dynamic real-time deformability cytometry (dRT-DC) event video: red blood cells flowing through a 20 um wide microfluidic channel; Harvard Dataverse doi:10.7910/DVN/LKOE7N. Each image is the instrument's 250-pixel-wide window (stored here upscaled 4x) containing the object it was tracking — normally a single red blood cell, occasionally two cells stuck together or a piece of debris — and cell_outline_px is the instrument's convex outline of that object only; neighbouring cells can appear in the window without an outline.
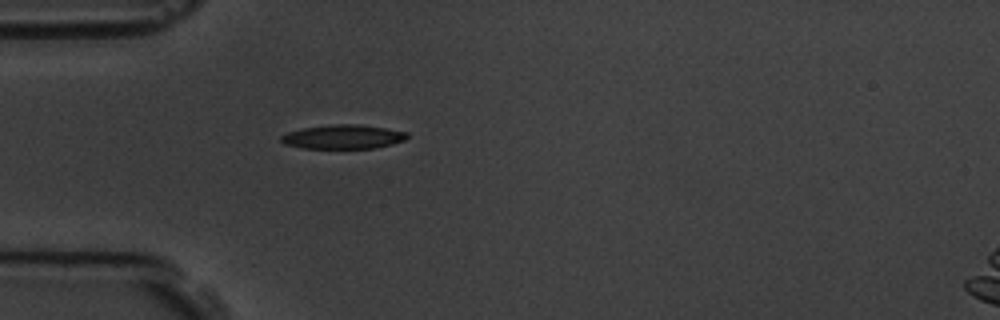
{"species": "common noctule bat (a hibernating species)", "species_latin": "Nyctalus noctula", "temperature_condition": "room temperature", "stored_images_in_passage": 4, "camera_frame_rate_fps": 3000, "um_per_image_px": 0.085, "animal": {"sex": "male", "body_mass_g": 19.5, "forearm_length_mm": 54.6}, "frame": {"image": 1, "passage_image": 4, "time_ms": 4.333, "image_size_px": [1000, 320], "cell_outline_px": [[408, 136], [404, 140], [392, 144], [376, 148], [304, 148], [284, 144], [280, 140], [280, 136], [288, 132], [304, 128], [332, 124], [356, 124], [384, 128], [408, 132]], "centroid_in_image_um": [29.16, 11.63], "position_along_channel_um": 55.8, "area_um2": 17.57}}